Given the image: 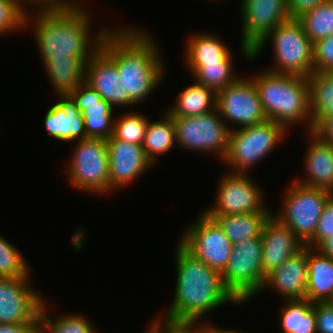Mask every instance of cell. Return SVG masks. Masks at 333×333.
Returning a JSON list of instances; mask_svg holds the SVG:
<instances>
[{
	"label": "cell",
	"instance_id": "f6af8a7d",
	"mask_svg": "<svg viewBox=\"0 0 333 333\" xmlns=\"http://www.w3.org/2000/svg\"><path fill=\"white\" fill-rule=\"evenodd\" d=\"M209 320L207 321H203V333H244L242 332L241 330L240 331H236L234 329H228V328H224L221 327L219 328V326L217 327L214 323H209L208 322ZM213 324V325H212Z\"/></svg>",
	"mask_w": 333,
	"mask_h": 333
},
{
	"label": "cell",
	"instance_id": "9c48e42d",
	"mask_svg": "<svg viewBox=\"0 0 333 333\" xmlns=\"http://www.w3.org/2000/svg\"><path fill=\"white\" fill-rule=\"evenodd\" d=\"M66 166L69 183L78 191L110 194L109 152L106 140L87 138L76 141Z\"/></svg>",
	"mask_w": 333,
	"mask_h": 333
},
{
	"label": "cell",
	"instance_id": "7c38bea8",
	"mask_svg": "<svg viewBox=\"0 0 333 333\" xmlns=\"http://www.w3.org/2000/svg\"><path fill=\"white\" fill-rule=\"evenodd\" d=\"M220 179L215 190V204L205 208L203 212L206 215L273 211L268 205L266 207L262 187L250 179V175L224 172Z\"/></svg>",
	"mask_w": 333,
	"mask_h": 333
},
{
	"label": "cell",
	"instance_id": "8992f818",
	"mask_svg": "<svg viewBox=\"0 0 333 333\" xmlns=\"http://www.w3.org/2000/svg\"><path fill=\"white\" fill-rule=\"evenodd\" d=\"M288 130L272 120L230 131L227 154L222 163L230 173L248 174L287 136ZM229 165V166H228ZM250 169V171H249Z\"/></svg>",
	"mask_w": 333,
	"mask_h": 333
},
{
	"label": "cell",
	"instance_id": "30bf717a",
	"mask_svg": "<svg viewBox=\"0 0 333 333\" xmlns=\"http://www.w3.org/2000/svg\"><path fill=\"white\" fill-rule=\"evenodd\" d=\"M172 119L177 147L196 153L215 154L218 160L223 161L227 154L230 130L216 109L198 116Z\"/></svg>",
	"mask_w": 333,
	"mask_h": 333
},
{
	"label": "cell",
	"instance_id": "5bb4252c",
	"mask_svg": "<svg viewBox=\"0 0 333 333\" xmlns=\"http://www.w3.org/2000/svg\"><path fill=\"white\" fill-rule=\"evenodd\" d=\"M242 56L251 60V50L272 30L289 19L287 0H240Z\"/></svg>",
	"mask_w": 333,
	"mask_h": 333
},
{
	"label": "cell",
	"instance_id": "d6986e66",
	"mask_svg": "<svg viewBox=\"0 0 333 333\" xmlns=\"http://www.w3.org/2000/svg\"><path fill=\"white\" fill-rule=\"evenodd\" d=\"M261 241L263 244V277L265 279L269 273L305 247L289 227L272 215L263 226Z\"/></svg>",
	"mask_w": 333,
	"mask_h": 333
},
{
	"label": "cell",
	"instance_id": "f1b7e54d",
	"mask_svg": "<svg viewBox=\"0 0 333 333\" xmlns=\"http://www.w3.org/2000/svg\"><path fill=\"white\" fill-rule=\"evenodd\" d=\"M164 113V117L158 121L149 119L142 143L143 150L153 165L158 163L161 154H166L176 146L172 116L167 111Z\"/></svg>",
	"mask_w": 333,
	"mask_h": 333
},
{
	"label": "cell",
	"instance_id": "74e56055",
	"mask_svg": "<svg viewBox=\"0 0 333 333\" xmlns=\"http://www.w3.org/2000/svg\"><path fill=\"white\" fill-rule=\"evenodd\" d=\"M314 71L333 72V35L313 43Z\"/></svg>",
	"mask_w": 333,
	"mask_h": 333
},
{
	"label": "cell",
	"instance_id": "bcb514c9",
	"mask_svg": "<svg viewBox=\"0 0 333 333\" xmlns=\"http://www.w3.org/2000/svg\"><path fill=\"white\" fill-rule=\"evenodd\" d=\"M143 333H155L150 327H147V330Z\"/></svg>",
	"mask_w": 333,
	"mask_h": 333
},
{
	"label": "cell",
	"instance_id": "ac0fdd59",
	"mask_svg": "<svg viewBox=\"0 0 333 333\" xmlns=\"http://www.w3.org/2000/svg\"><path fill=\"white\" fill-rule=\"evenodd\" d=\"M121 80L115 62L101 48L87 61L85 82L115 109L135 106L129 95H124Z\"/></svg>",
	"mask_w": 333,
	"mask_h": 333
},
{
	"label": "cell",
	"instance_id": "f546056e",
	"mask_svg": "<svg viewBox=\"0 0 333 333\" xmlns=\"http://www.w3.org/2000/svg\"><path fill=\"white\" fill-rule=\"evenodd\" d=\"M279 328L282 333H316L313 303L308 299L284 300Z\"/></svg>",
	"mask_w": 333,
	"mask_h": 333
},
{
	"label": "cell",
	"instance_id": "9a60e30c",
	"mask_svg": "<svg viewBox=\"0 0 333 333\" xmlns=\"http://www.w3.org/2000/svg\"><path fill=\"white\" fill-rule=\"evenodd\" d=\"M29 278L0 277V324L40 323L45 298Z\"/></svg>",
	"mask_w": 333,
	"mask_h": 333
},
{
	"label": "cell",
	"instance_id": "603a6c76",
	"mask_svg": "<svg viewBox=\"0 0 333 333\" xmlns=\"http://www.w3.org/2000/svg\"><path fill=\"white\" fill-rule=\"evenodd\" d=\"M223 39L208 32L191 34L185 42L184 59L186 65H206L212 63H234L229 45Z\"/></svg>",
	"mask_w": 333,
	"mask_h": 333
},
{
	"label": "cell",
	"instance_id": "52a82bcc",
	"mask_svg": "<svg viewBox=\"0 0 333 333\" xmlns=\"http://www.w3.org/2000/svg\"><path fill=\"white\" fill-rule=\"evenodd\" d=\"M292 183L284 191L280 211H272V216L289 227L305 245L314 236L323 209L333 193L294 180Z\"/></svg>",
	"mask_w": 333,
	"mask_h": 333
},
{
	"label": "cell",
	"instance_id": "8fae6325",
	"mask_svg": "<svg viewBox=\"0 0 333 333\" xmlns=\"http://www.w3.org/2000/svg\"><path fill=\"white\" fill-rule=\"evenodd\" d=\"M182 234L179 243L189 253L221 273L225 270L233 245L213 218L201 212Z\"/></svg>",
	"mask_w": 333,
	"mask_h": 333
},
{
	"label": "cell",
	"instance_id": "44dd1931",
	"mask_svg": "<svg viewBox=\"0 0 333 333\" xmlns=\"http://www.w3.org/2000/svg\"><path fill=\"white\" fill-rule=\"evenodd\" d=\"M57 103L44 115V128L52 138L69 143L87 139L84 118L69 94H58Z\"/></svg>",
	"mask_w": 333,
	"mask_h": 333
},
{
	"label": "cell",
	"instance_id": "b9f144b4",
	"mask_svg": "<svg viewBox=\"0 0 333 333\" xmlns=\"http://www.w3.org/2000/svg\"><path fill=\"white\" fill-rule=\"evenodd\" d=\"M321 141L333 145V116L324 118L313 130Z\"/></svg>",
	"mask_w": 333,
	"mask_h": 333
},
{
	"label": "cell",
	"instance_id": "7a4b0ae2",
	"mask_svg": "<svg viewBox=\"0 0 333 333\" xmlns=\"http://www.w3.org/2000/svg\"><path fill=\"white\" fill-rule=\"evenodd\" d=\"M77 1L62 8L33 9L34 13L27 10L24 27L28 29L27 26H31L43 64L49 58L70 56L80 57L87 62L100 48L109 28L97 30L92 39V15Z\"/></svg>",
	"mask_w": 333,
	"mask_h": 333
},
{
	"label": "cell",
	"instance_id": "ab89813d",
	"mask_svg": "<svg viewBox=\"0 0 333 333\" xmlns=\"http://www.w3.org/2000/svg\"><path fill=\"white\" fill-rule=\"evenodd\" d=\"M316 333H333V303L314 302Z\"/></svg>",
	"mask_w": 333,
	"mask_h": 333
},
{
	"label": "cell",
	"instance_id": "60d3db41",
	"mask_svg": "<svg viewBox=\"0 0 333 333\" xmlns=\"http://www.w3.org/2000/svg\"><path fill=\"white\" fill-rule=\"evenodd\" d=\"M327 0H287L289 18H299L305 12L313 9L319 3Z\"/></svg>",
	"mask_w": 333,
	"mask_h": 333
},
{
	"label": "cell",
	"instance_id": "836d02e7",
	"mask_svg": "<svg viewBox=\"0 0 333 333\" xmlns=\"http://www.w3.org/2000/svg\"><path fill=\"white\" fill-rule=\"evenodd\" d=\"M148 117H145L139 112H128L115 117L113 136L116 139L142 145Z\"/></svg>",
	"mask_w": 333,
	"mask_h": 333
},
{
	"label": "cell",
	"instance_id": "cb8c5ba5",
	"mask_svg": "<svg viewBox=\"0 0 333 333\" xmlns=\"http://www.w3.org/2000/svg\"><path fill=\"white\" fill-rule=\"evenodd\" d=\"M306 299L312 303L333 301V259L315 248H308Z\"/></svg>",
	"mask_w": 333,
	"mask_h": 333
},
{
	"label": "cell",
	"instance_id": "5b68a950",
	"mask_svg": "<svg viewBox=\"0 0 333 333\" xmlns=\"http://www.w3.org/2000/svg\"><path fill=\"white\" fill-rule=\"evenodd\" d=\"M270 40L274 66L268 68V71L306 78L314 71L313 43L309 40L298 19L289 18L268 33L251 50V61H255L259 57Z\"/></svg>",
	"mask_w": 333,
	"mask_h": 333
},
{
	"label": "cell",
	"instance_id": "484cf974",
	"mask_svg": "<svg viewBox=\"0 0 333 333\" xmlns=\"http://www.w3.org/2000/svg\"><path fill=\"white\" fill-rule=\"evenodd\" d=\"M216 109V92L196 81L177 93L175 103L166 109L172 117L198 116Z\"/></svg>",
	"mask_w": 333,
	"mask_h": 333
},
{
	"label": "cell",
	"instance_id": "83f0119b",
	"mask_svg": "<svg viewBox=\"0 0 333 333\" xmlns=\"http://www.w3.org/2000/svg\"><path fill=\"white\" fill-rule=\"evenodd\" d=\"M312 130L333 116V72L313 71L308 77Z\"/></svg>",
	"mask_w": 333,
	"mask_h": 333
},
{
	"label": "cell",
	"instance_id": "2e32d148",
	"mask_svg": "<svg viewBox=\"0 0 333 333\" xmlns=\"http://www.w3.org/2000/svg\"><path fill=\"white\" fill-rule=\"evenodd\" d=\"M106 143L109 152L110 194L130 185L154 166L142 145L116 139L113 135Z\"/></svg>",
	"mask_w": 333,
	"mask_h": 333
},
{
	"label": "cell",
	"instance_id": "6da1fadb",
	"mask_svg": "<svg viewBox=\"0 0 333 333\" xmlns=\"http://www.w3.org/2000/svg\"><path fill=\"white\" fill-rule=\"evenodd\" d=\"M140 27H111L100 48L115 62L124 95L138 105L145 101L165 76V62L159 43Z\"/></svg>",
	"mask_w": 333,
	"mask_h": 333
},
{
	"label": "cell",
	"instance_id": "7402d4cb",
	"mask_svg": "<svg viewBox=\"0 0 333 333\" xmlns=\"http://www.w3.org/2000/svg\"><path fill=\"white\" fill-rule=\"evenodd\" d=\"M306 134L309 143L303 160L306 175L295 182L333 193V145L321 141L312 132Z\"/></svg>",
	"mask_w": 333,
	"mask_h": 333
},
{
	"label": "cell",
	"instance_id": "ee69618b",
	"mask_svg": "<svg viewBox=\"0 0 333 333\" xmlns=\"http://www.w3.org/2000/svg\"><path fill=\"white\" fill-rule=\"evenodd\" d=\"M315 249L322 255L333 259V236L327 237Z\"/></svg>",
	"mask_w": 333,
	"mask_h": 333
},
{
	"label": "cell",
	"instance_id": "4dcf8cb0",
	"mask_svg": "<svg viewBox=\"0 0 333 333\" xmlns=\"http://www.w3.org/2000/svg\"><path fill=\"white\" fill-rule=\"evenodd\" d=\"M47 310H49L47 301H44L40 310V331L42 333H96L99 330L86 315L68 313L51 319L46 314Z\"/></svg>",
	"mask_w": 333,
	"mask_h": 333
},
{
	"label": "cell",
	"instance_id": "d590c367",
	"mask_svg": "<svg viewBox=\"0 0 333 333\" xmlns=\"http://www.w3.org/2000/svg\"><path fill=\"white\" fill-rule=\"evenodd\" d=\"M26 12L17 0H0V37L24 29Z\"/></svg>",
	"mask_w": 333,
	"mask_h": 333
},
{
	"label": "cell",
	"instance_id": "277c9868",
	"mask_svg": "<svg viewBox=\"0 0 333 333\" xmlns=\"http://www.w3.org/2000/svg\"><path fill=\"white\" fill-rule=\"evenodd\" d=\"M257 88L268 120L291 130V125H305L312 132L308 79L298 75L262 70L250 76Z\"/></svg>",
	"mask_w": 333,
	"mask_h": 333
},
{
	"label": "cell",
	"instance_id": "ba28073f",
	"mask_svg": "<svg viewBox=\"0 0 333 333\" xmlns=\"http://www.w3.org/2000/svg\"><path fill=\"white\" fill-rule=\"evenodd\" d=\"M262 258L261 237L246 238L232 246L222 280L225 288L240 304L262 292L265 283Z\"/></svg>",
	"mask_w": 333,
	"mask_h": 333
},
{
	"label": "cell",
	"instance_id": "ffe728a7",
	"mask_svg": "<svg viewBox=\"0 0 333 333\" xmlns=\"http://www.w3.org/2000/svg\"><path fill=\"white\" fill-rule=\"evenodd\" d=\"M307 275L308 247L305 246L266 276L262 291L273 289L281 300L305 299Z\"/></svg>",
	"mask_w": 333,
	"mask_h": 333
},
{
	"label": "cell",
	"instance_id": "d4e9b609",
	"mask_svg": "<svg viewBox=\"0 0 333 333\" xmlns=\"http://www.w3.org/2000/svg\"><path fill=\"white\" fill-rule=\"evenodd\" d=\"M87 62L75 56L49 58L43 65L48 80L58 94H69L85 82Z\"/></svg>",
	"mask_w": 333,
	"mask_h": 333
},
{
	"label": "cell",
	"instance_id": "e575fe53",
	"mask_svg": "<svg viewBox=\"0 0 333 333\" xmlns=\"http://www.w3.org/2000/svg\"><path fill=\"white\" fill-rule=\"evenodd\" d=\"M30 272L20 250L0 235V277L31 278Z\"/></svg>",
	"mask_w": 333,
	"mask_h": 333
},
{
	"label": "cell",
	"instance_id": "e0dca14e",
	"mask_svg": "<svg viewBox=\"0 0 333 333\" xmlns=\"http://www.w3.org/2000/svg\"><path fill=\"white\" fill-rule=\"evenodd\" d=\"M69 95L82 113L87 138L107 140L113 135L114 107L95 89L84 82Z\"/></svg>",
	"mask_w": 333,
	"mask_h": 333
},
{
	"label": "cell",
	"instance_id": "7bdbcfd3",
	"mask_svg": "<svg viewBox=\"0 0 333 333\" xmlns=\"http://www.w3.org/2000/svg\"><path fill=\"white\" fill-rule=\"evenodd\" d=\"M40 323L0 324V333H38Z\"/></svg>",
	"mask_w": 333,
	"mask_h": 333
},
{
	"label": "cell",
	"instance_id": "f35d334b",
	"mask_svg": "<svg viewBox=\"0 0 333 333\" xmlns=\"http://www.w3.org/2000/svg\"><path fill=\"white\" fill-rule=\"evenodd\" d=\"M333 236V194L328 199L317 225L314 236L305 244L308 248H316L327 237Z\"/></svg>",
	"mask_w": 333,
	"mask_h": 333
},
{
	"label": "cell",
	"instance_id": "3957f363",
	"mask_svg": "<svg viewBox=\"0 0 333 333\" xmlns=\"http://www.w3.org/2000/svg\"><path fill=\"white\" fill-rule=\"evenodd\" d=\"M175 263V293L164 318L200 322L206 314L223 305H241L225 288L222 273L194 257L179 242Z\"/></svg>",
	"mask_w": 333,
	"mask_h": 333
},
{
	"label": "cell",
	"instance_id": "d6a6232c",
	"mask_svg": "<svg viewBox=\"0 0 333 333\" xmlns=\"http://www.w3.org/2000/svg\"><path fill=\"white\" fill-rule=\"evenodd\" d=\"M196 81L215 92L226 88L238 77L235 74L234 63H212L206 65H187L186 66Z\"/></svg>",
	"mask_w": 333,
	"mask_h": 333
},
{
	"label": "cell",
	"instance_id": "4fadbf2b",
	"mask_svg": "<svg viewBox=\"0 0 333 333\" xmlns=\"http://www.w3.org/2000/svg\"><path fill=\"white\" fill-rule=\"evenodd\" d=\"M216 110L230 131L236 127L231 123L243 128L267 120L257 88L250 77L238 76L233 83L216 92Z\"/></svg>",
	"mask_w": 333,
	"mask_h": 333
},
{
	"label": "cell",
	"instance_id": "4316f807",
	"mask_svg": "<svg viewBox=\"0 0 333 333\" xmlns=\"http://www.w3.org/2000/svg\"><path fill=\"white\" fill-rule=\"evenodd\" d=\"M271 215L272 212H253L207 216L220 225L233 245L246 238L261 237L263 226Z\"/></svg>",
	"mask_w": 333,
	"mask_h": 333
},
{
	"label": "cell",
	"instance_id": "1f68e13d",
	"mask_svg": "<svg viewBox=\"0 0 333 333\" xmlns=\"http://www.w3.org/2000/svg\"><path fill=\"white\" fill-rule=\"evenodd\" d=\"M297 19L312 43L333 35V0L319 3Z\"/></svg>",
	"mask_w": 333,
	"mask_h": 333
},
{
	"label": "cell",
	"instance_id": "8d00e7d4",
	"mask_svg": "<svg viewBox=\"0 0 333 333\" xmlns=\"http://www.w3.org/2000/svg\"><path fill=\"white\" fill-rule=\"evenodd\" d=\"M159 315L149 323L155 333H203V321H174Z\"/></svg>",
	"mask_w": 333,
	"mask_h": 333
}]
</instances>
